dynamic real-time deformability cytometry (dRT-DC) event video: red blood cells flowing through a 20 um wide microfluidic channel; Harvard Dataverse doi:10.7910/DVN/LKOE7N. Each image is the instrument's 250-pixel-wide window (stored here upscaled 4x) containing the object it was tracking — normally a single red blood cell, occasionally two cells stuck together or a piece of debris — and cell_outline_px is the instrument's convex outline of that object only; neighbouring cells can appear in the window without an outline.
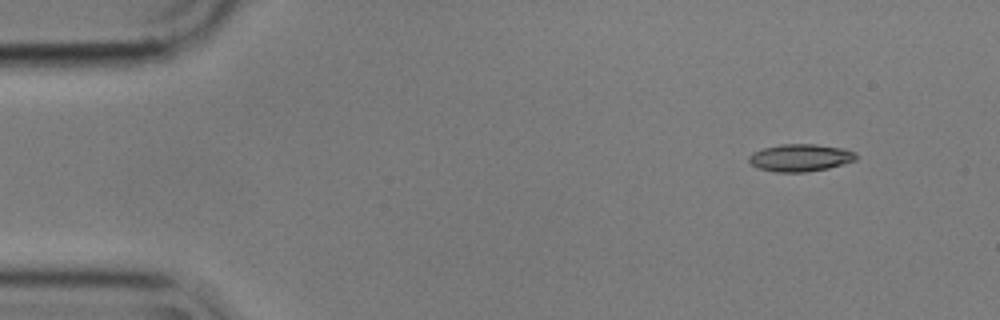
{"species": "common noctule bat (a hibernating species)", "species_latin": "Nyctalus noctula", "temperature_condition": "cold", "stored_images_in_passage": 4, "camera_frame_rate_fps": 3000, "um_per_image_px": 0.085, "animal": {"sex": "male", "body_mass_g": 17.9}, "frame": {"image": 1, "passage_image": 1, "time_ms": 0.0, "image_size_px": [1000, 320], "cell_outline_px": [[856, 160], [828, 168], [804, 172], [776, 172], [760, 168], [752, 164], [748, 160], [748, 156], [752, 152], [764, 148], [780, 144], [816, 144], [840, 148], [856, 152]], "centroid_in_image_um": [68.01, 13.4], "position_along_channel_um": 17.0, "area_um2": 16.94}}
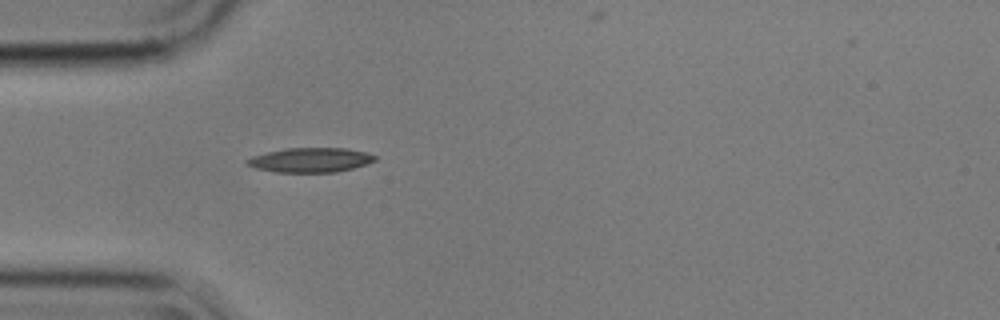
{"frame": {"image": 2, "passage_image": 4, "time_ms": 1.0, "image_size_px": [1000, 320], "cell_outline_px": [[376, 160], [352, 168], [336, 172], [276, 172], [256, 168], [248, 164], [244, 160], [252, 156], [284, 148], [344, 148], [364, 152], [376, 156]], "centroid_in_image_um": [26.35, 13.6], "position_along_channel_um": 58.6, "area_um2": 18.03}}